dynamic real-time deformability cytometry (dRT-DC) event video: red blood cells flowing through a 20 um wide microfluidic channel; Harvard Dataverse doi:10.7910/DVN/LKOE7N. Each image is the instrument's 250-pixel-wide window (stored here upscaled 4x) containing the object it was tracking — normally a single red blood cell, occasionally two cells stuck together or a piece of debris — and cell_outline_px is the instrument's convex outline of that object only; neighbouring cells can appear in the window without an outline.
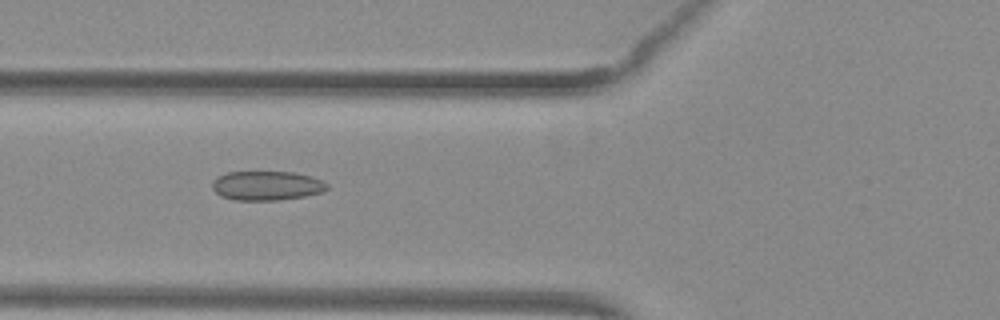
{"species": "common noctule bat (a hibernating species)", "species_latin": "Nyctalus noctula", "temperature_condition": "warm", "stored_images_in_passage": 39, "camera_frame_rate_fps": 3000, "um_per_image_px": 0.085, "animal": {"sex": "female", "body_mass_g": 29.2, "forearm_length_mm": 56.3}, "frame": {"image": 1, "passage_image": 9, "time_ms": 2.667, "image_size_px": [1000, 320], "cell_outline_px": [[328, 188], [324, 192], [304, 196], [280, 200], [232, 200], [220, 196], [212, 188], [212, 180], [216, 176], [228, 172], [292, 172], [324, 180], [328, 184]], "centroid_in_image_um": [22.65, 15.78], "position_along_channel_um": 103.1, "area_um2": 19.77}}
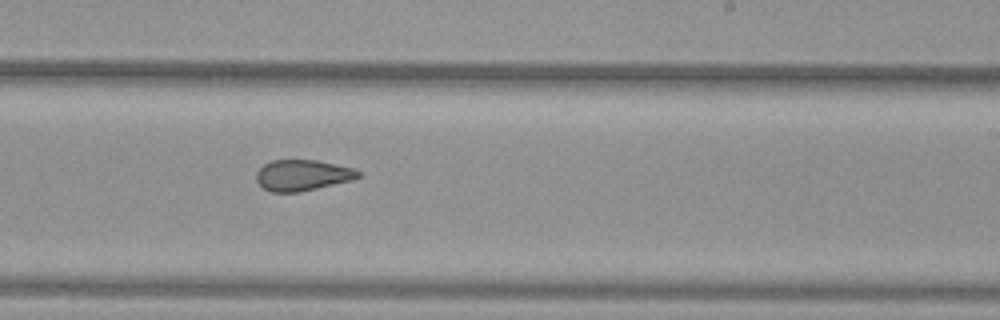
{"frame": {"image": 2, "passage_image": 21, "time_ms": 6.667, "image_size_px": [1000, 320], "cell_outline_px": [[360, 176], [352, 180], [300, 192], [272, 192], [264, 188], [256, 180], [256, 172], [264, 164], [272, 160], [316, 160], [352, 168], [360, 172]], "centroid_in_image_um": [25.69, 14.89], "position_along_channel_um": 263.3, "area_um2": 18.21}}
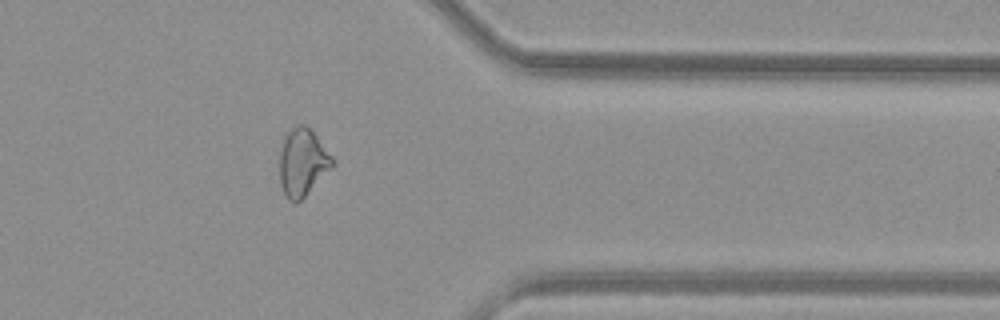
{"frame": {"image": 3, "passage_image": 31, "time_ms": 10.0, "image_size_px": [1000, 320], "cell_outline_px": [[332, 164], [304, 196], [296, 204], [288, 200], [280, 184], [280, 152], [284, 140], [288, 132], [292, 128], [300, 124], [304, 124], [316, 136], [332, 156]], "centroid_in_image_um": [25.67, 13.8], "position_along_channel_um": 385.7, "area_um2": 19.83}, "authors_computed_cell_mechanics": {"area_um2": 19.8254, "velocity_mm_per_s": 4.0073, "shape_relaxation_time_tau1_ms": null, "shape_relaxation_time_tau2_ms": 1.4356, "deformation_change_tau1": null, "deformation_change_tau2": 0.0872}}